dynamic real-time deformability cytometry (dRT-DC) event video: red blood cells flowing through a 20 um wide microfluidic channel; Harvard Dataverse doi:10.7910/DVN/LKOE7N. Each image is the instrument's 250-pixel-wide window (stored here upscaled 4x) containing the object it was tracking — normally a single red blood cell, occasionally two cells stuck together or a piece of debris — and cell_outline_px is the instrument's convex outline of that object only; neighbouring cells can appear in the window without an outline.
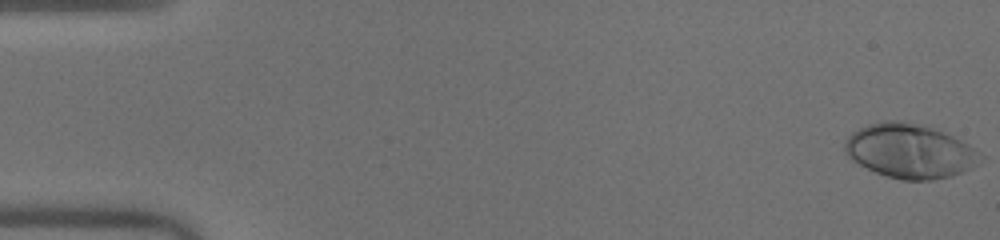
{"species": "human", "species_latin": "Homo sapiens", "temperature_condition": "warm", "stored_images_in_passage": 51, "camera_frame_rate_fps": 3000, "um_per_image_px": 0.085, "donor": {"sex": "male"}, "frame": {"image": 1, "passage_image": 1, "time_ms": 0.0, "image_size_px": [1000, 240], "cell_outline_px": [[984, 160], [972, 168], [948, 176], [932, 180], [904, 180], [888, 176], [876, 172], [852, 160], [848, 156], [844, 148], [844, 140], [852, 132], [868, 124], [884, 120], [904, 120], [920, 124], [944, 132], [968, 144], [980, 152], [984, 156]], "centroid_in_image_um": [77.34, 12.82], "position_along_channel_um": 7.7, "area_um2": 42.83}}
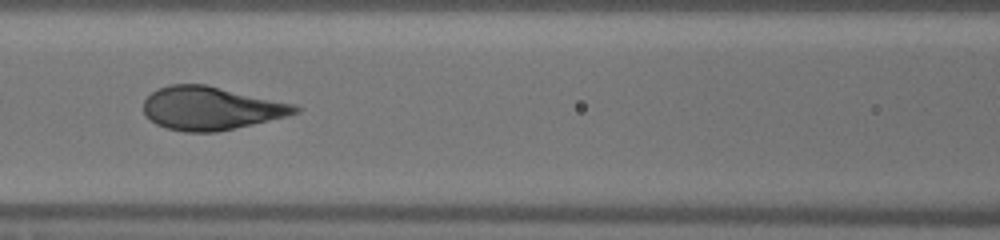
{"frame": {"image": 2, "passage_image": 23, "time_ms": 7.333, "image_size_px": [1000, 240], "cell_outline_px": [[300, 112], [252, 124], [216, 132], [184, 132], [168, 128], [156, 124], [144, 112], [144, 100], [152, 92], [168, 84], [204, 84], [296, 104], [300, 108]], "centroid_in_image_um": [17.92, 9.2], "position_along_channel_um": 148.7, "area_um2": 37.8}}
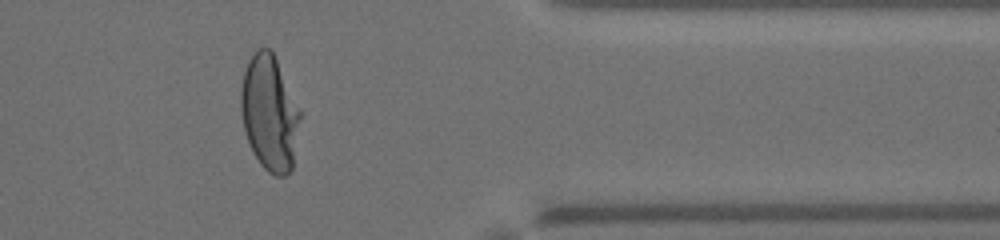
{"frame": {"image": 3, "passage_image": 42, "time_ms": 13.667, "image_size_px": [1000, 240], "cell_outline_px": [[300, 116], [292, 168], [284, 176], [276, 176], [268, 172], [260, 164], [248, 140], [244, 128], [240, 108], [240, 88], [244, 72], [248, 60], [256, 48], [272, 48], [300, 112]], "centroid_in_image_um": [22.88, 9.56], "position_along_channel_um": 388.5, "area_um2": 39.48}, "authors_computed_cell_mechanics": {"area_um2": 39.015, "velocity_mm_per_s": 4.0555, "shape_relaxation_time_tau1_ms": 3.4234, "shape_relaxation_time_tau2_ms": null, "deformation_change_tau1": 0.2372, "deformation_change_tau2": null}}